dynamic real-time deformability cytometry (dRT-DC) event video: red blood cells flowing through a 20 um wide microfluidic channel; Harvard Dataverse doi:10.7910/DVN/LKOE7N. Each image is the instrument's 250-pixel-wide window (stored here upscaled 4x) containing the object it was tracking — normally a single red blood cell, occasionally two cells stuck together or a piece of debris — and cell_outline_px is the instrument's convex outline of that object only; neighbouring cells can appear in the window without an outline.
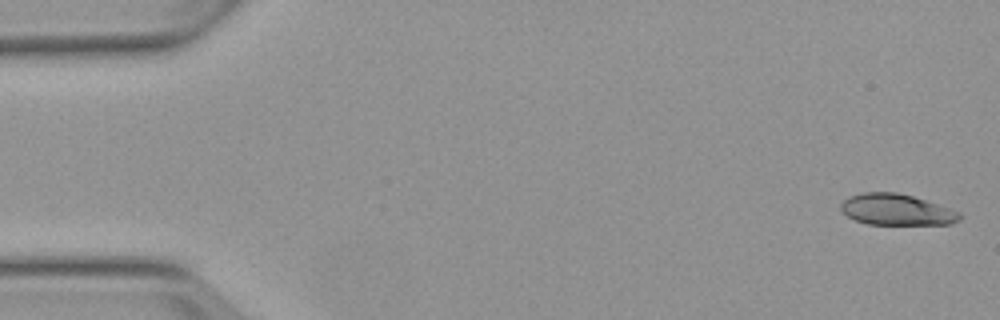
{"species": "Egyptian fruit bat (a non-hibernating species)", "species_latin": "Rousettus aegyptiacus", "temperature_condition": "warm", "stored_images_in_passage": 4, "camera_frame_rate_fps": 3000, "um_per_image_px": 0.085, "animal": {"sex": "female"}, "frame": {"image": 1, "passage_image": 1, "time_ms": 0.0, "image_size_px": [1000, 320], "cell_outline_px": [[960, 220], [952, 224], [868, 224], [856, 220], [848, 216], [840, 208], [840, 204], [848, 196], [864, 192], [896, 192], [912, 196], [960, 212]], "centroid_in_image_um": [76.18, 17.82], "position_along_channel_um": 8.8, "area_um2": 21.33}}